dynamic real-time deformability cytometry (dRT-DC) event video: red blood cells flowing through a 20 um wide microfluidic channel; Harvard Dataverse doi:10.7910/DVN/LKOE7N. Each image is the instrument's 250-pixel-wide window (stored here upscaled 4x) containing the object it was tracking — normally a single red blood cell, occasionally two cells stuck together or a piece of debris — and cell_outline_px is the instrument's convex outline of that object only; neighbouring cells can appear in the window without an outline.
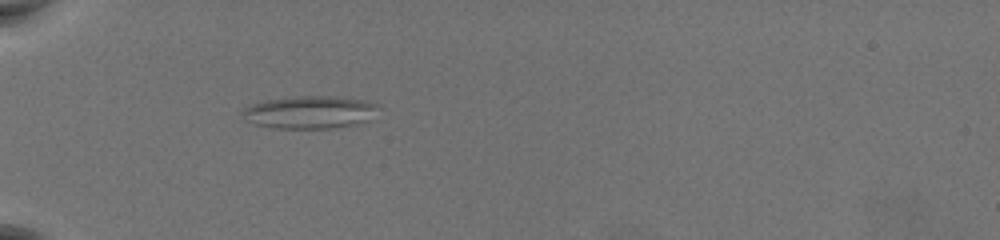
{"species": "common noctule bat (a hibernating species)", "species_latin": "Nyctalus noctula", "temperature_condition": "warm", "stored_images_in_passage": 39, "camera_frame_rate_fps": 3000, "um_per_image_px": 0.085, "animal": {"sex": "female", "body_mass_g": 19.5, "forearm_length_mm": 54.1}, "frame": {"image": 1, "passage_image": 1, "time_ms": 0.0, "image_size_px": [1000, 240], "cell_outline_px": [[380, 108], [368, 120], [356, 124], [332, 128], [276, 128], [256, 124], [244, 120], [240, 112], [244, 108], [252, 104], [268, 100], [296, 96], [336, 96], [364, 100], [380, 104]], "centroid_in_image_um": [26.35, 9.53], "position_along_channel_um": 58.7, "area_um2": 25.95}}
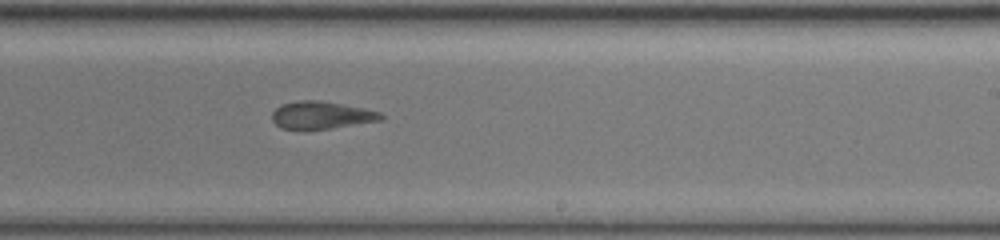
{"frame": {"image": 2, "passage_image": 19, "time_ms": 6.0, "image_size_px": [1000, 240], "cell_outline_px": [[384, 116], [380, 120], [304, 132], [280, 128], [272, 120], [272, 112], [280, 104], [296, 100], [320, 100], [364, 108], [380, 112]], "centroid_in_image_um": [27.22, 9.8], "position_along_channel_um": 261.8, "area_um2": 17.86}}
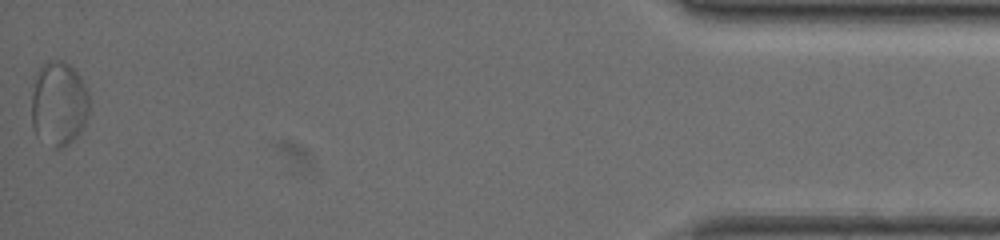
{"frame": {"image": 3, "passage_image": 39, "time_ms": 12.667, "image_size_px": [1000, 240], "cell_outline_px": [[88, 112], [84, 124], [80, 132], [64, 148], [52, 148], [36, 136], [32, 128], [32, 92], [40, 68], [48, 60], [64, 60], [80, 76], [88, 92]], "centroid_in_image_um": [4.98, 8.85], "position_along_channel_um": 430.2, "area_um2": 28.38}, "authors_computed_cell_mechanics": {"area_um2": 18.5538, "velocity_mm_per_s": 3.674, "shape_relaxation_time_tau1_ms": null, "shape_relaxation_time_tau2_ms": 2.3107, "deformation_change_tau1": null, "deformation_change_tau2": 0.0965}}